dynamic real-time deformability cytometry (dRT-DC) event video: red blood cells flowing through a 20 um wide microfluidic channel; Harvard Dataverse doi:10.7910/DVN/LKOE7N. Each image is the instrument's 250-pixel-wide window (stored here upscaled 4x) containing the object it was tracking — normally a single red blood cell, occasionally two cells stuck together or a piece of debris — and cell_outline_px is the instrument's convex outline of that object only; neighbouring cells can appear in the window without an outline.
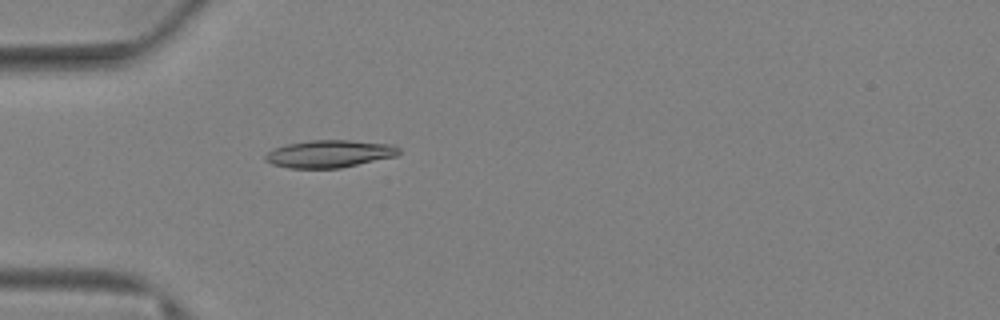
{"species": "Egyptian fruit bat (a non-hibernating species)", "species_latin": "Rousettus aegyptiacus", "temperature_condition": "warm", "stored_images_in_passage": 62, "camera_frame_rate_fps": 3000, "um_per_image_px": 0.085, "animal": {"sex": "female"}, "frame": {"image": 1, "passage_image": 6, "time_ms": 1.667, "image_size_px": [1000, 320], "cell_outline_px": [[400, 152], [396, 156], [340, 168], [288, 168], [272, 164], [264, 160], [264, 156], [272, 148], [288, 144], [312, 140], [348, 140], [392, 144], [400, 148]], "centroid_in_image_um": [27.99, 13.07], "position_along_channel_um": 57.0, "area_um2": 21.39}}
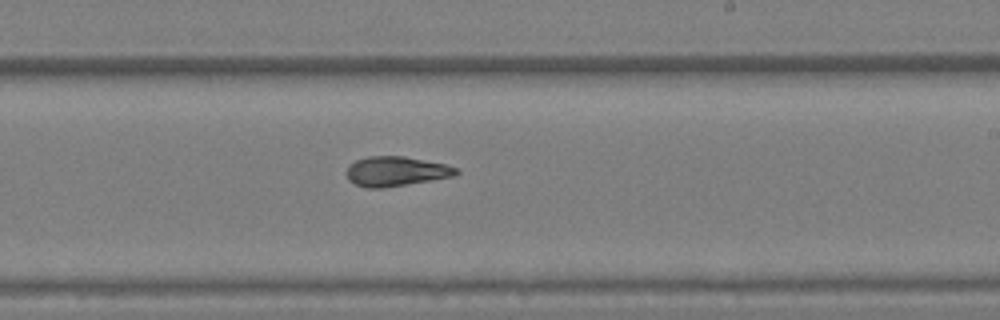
{"frame": {"image": 2, "passage_image": 30, "time_ms": 9.667, "image_size_px": [1000, 320], "cell_outline_px": [[460, 172], [452, 176], [432, 180], [380, 188], [368, 188], [356, 184], [348, 180], [344, 172], [356, 160], [368, 156], [404, 156], [444, 164], [460, 168]], "centroid_in_image_um": [33.65, 14.56], "position_along_channel_um": 255.4, "area_um2": 18.84}}
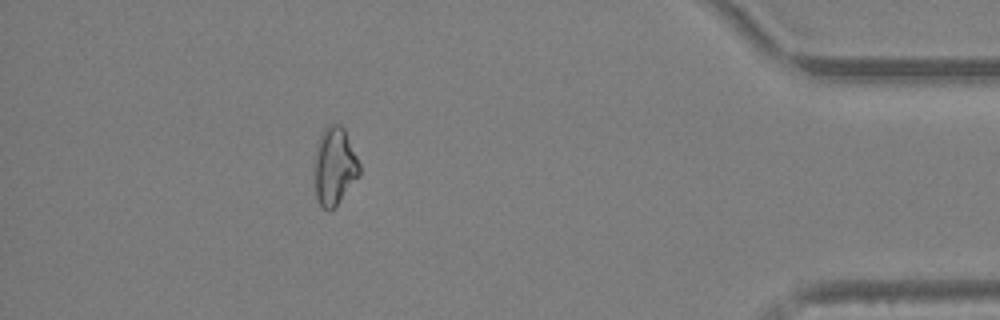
{"frame": {"image": 3, "passage_image": 53, "time_ms": 17.333, "image_size_px": [1000, 320], "cell_outline_px": [[360, 176], [336, 204], [328, 212], [320, 204], [316, 196], [316, 144], [324, 128], [332, 124], [340, 124], [344, 128], [360, 164]], "centroid_in_image_um": [28.46, 14.1], "position_along_channel_um": 406.7, "area_um2": 19.94}, "authors_computed_cell_mechanics": {"area_um2": 19.5364, "velocity_mm_per_s": 2.5737, "shape_relaxation_time_tau1_ms": null, "shape_relaxation_time_tau2_ms": 4.9107, "deformation_change_tau1": null, "deformation_change_tau2": 0.1058}}